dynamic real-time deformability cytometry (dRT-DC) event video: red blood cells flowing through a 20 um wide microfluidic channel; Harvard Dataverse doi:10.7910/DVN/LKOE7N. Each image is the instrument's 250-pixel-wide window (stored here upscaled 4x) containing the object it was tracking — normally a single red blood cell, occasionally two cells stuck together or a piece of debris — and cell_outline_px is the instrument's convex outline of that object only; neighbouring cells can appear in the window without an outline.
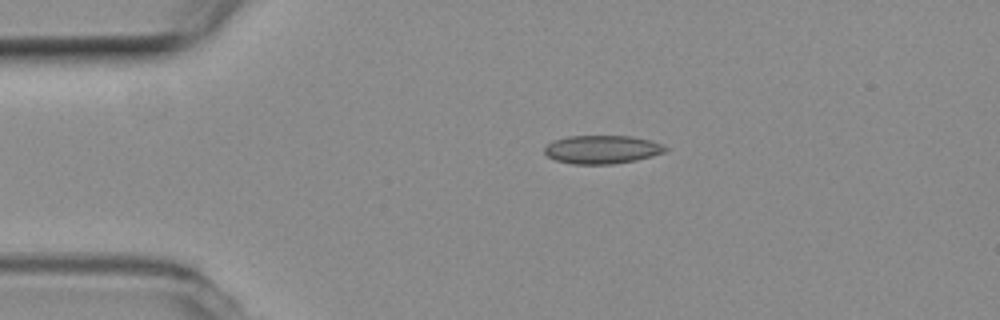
{"species": "common noctule bat (a hibernating species)", "species_latin": "Nyctalus noctula", "temperature_condition": "room temperature", "stored_images_in_passage": 8, "camera_frame_rate_fps": 3000, "um_per_image_px": 0.085, "animal": {"sex": "female", "body_mass_g": 19.3, "forearm_length_mm": 54.1}, "frame": {"image": 1, "passage_image": 2, "time_ms": 0.333, "image_size_px": [1000, 320], "cell_outline_px": [[668, 148], [664, 152], [652, 156], [636, 160], [612, 164], [572, 164], [556, 160], [548, 156], [544, 152], [544, 148], [552, 140], [568, 136], [632, 136], [652, 140], [664, 144]], "centroid_in_image_um": [51.19, 12.7], "position_along_channel_um": 33.8, "area_um2": 20.11}}
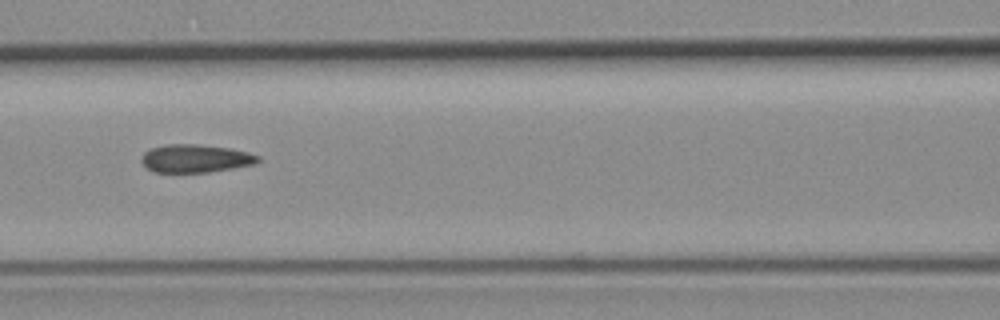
{"frame": {"image": 2, "passage_image": 5, "time_ms": 1.333, "image_size_px": [1000, 320], "cell_outline_px": [[260, 160], [256, 164], [208, 172], [152, 172], [140, 160], [144, 152], [152, 148], [164, 144], [196, 144], [228, 148], [248, 152], [260, 156]], "centroid_in_image_um": [16.61, 13.47], "position_along_channel_um": 150.0, "area_um2": 19.02}}
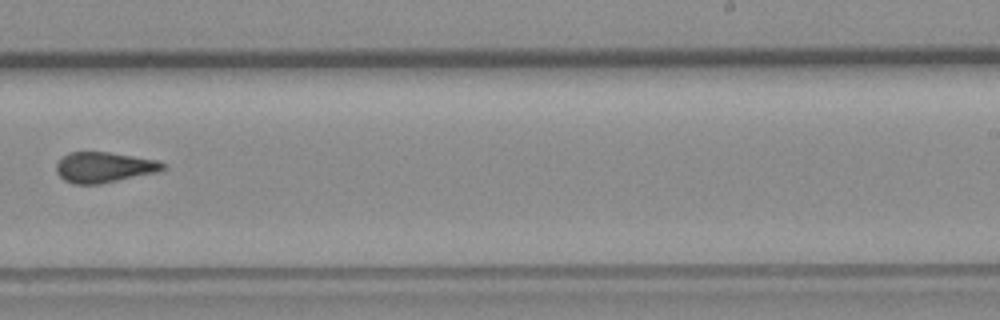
{"frame": {"image": 3, "passage_image": 8, "time_ms": 2.333, "image_size_px": [1000, 320], "cell_outline_px": [[168, 168], [156, 172], [100, 184], [72, 184], [64, 180], [56, 172], [56, 164], [68, 152], [108, 152], [156, 160], [164, 164]], "centroid_in_image_um": [8.82, 14.22], "position_along_channel_um": 280.2, "area_um2": 18.79}}